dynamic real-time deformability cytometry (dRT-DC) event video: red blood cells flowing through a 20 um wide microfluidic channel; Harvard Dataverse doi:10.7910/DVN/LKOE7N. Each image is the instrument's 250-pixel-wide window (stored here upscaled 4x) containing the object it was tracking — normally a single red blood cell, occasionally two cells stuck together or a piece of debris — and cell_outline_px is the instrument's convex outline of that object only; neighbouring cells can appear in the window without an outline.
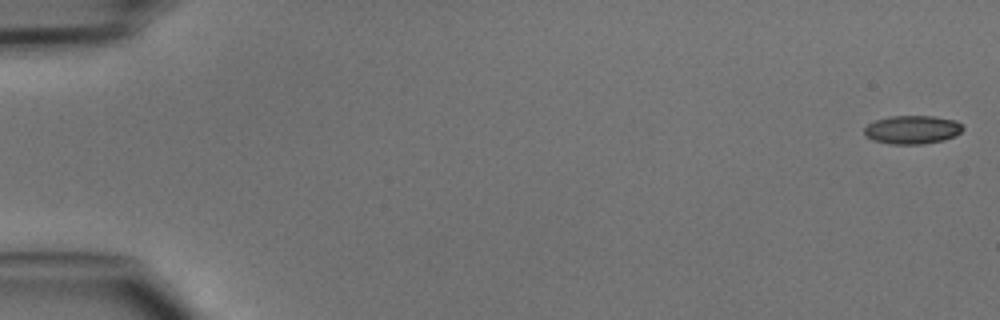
{"species": "common noctule bat (a hibernating species)", "species_latin": "Nyctalus noctula", "temperature_condition": "cold", "stored_images_in_passage": 48, "camera_frame_rate_fps": 3000, "um_per_image_px": 0.085, "animal": {"sex": "male", "body_mass_g": 15.6}, "frame": {"image": 1, "passage_image": 1, "time_ms": 0.0, "image_size_px": [1000, 320], "cell_outline_px": [[964, 128], [960, 132], [944, 140], [920, 144], [892, 144], [872, 140], [864, 136], [864, 128], [868, 124], [876, 120], [892, 116], [932, 116], [956, 120]], "centroid_in_image_um": [77.51, 11.02], "position_along_channel_um": 7.5, "area_um2": 16.24}}
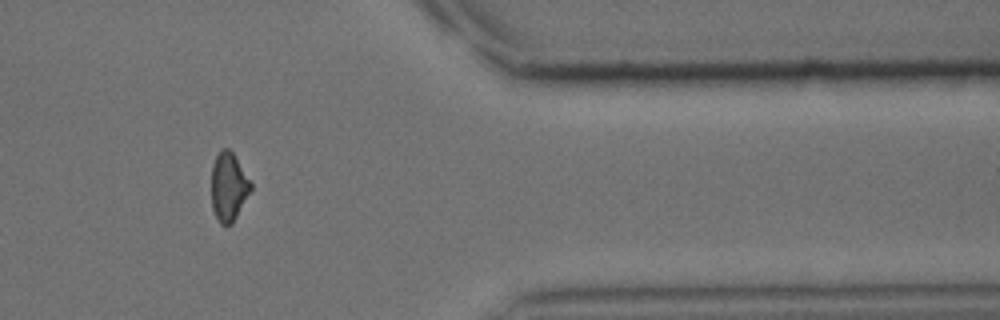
{"frame": {"image": 2, "passage_image": 40, "time_ms": 13.0, "image_size_px": [1000, 320], "cell_outline_px": [[252, 188], [232, 224], [220, 224], [212, 208], [212, 164], [216, 156], [224, 148], [228, 148], [232, 152], [252, 184]], "centroid_in_image_um": [19.42, 15.88], "position_along_channel_um": 392.0, "area_um2": 15.37}}
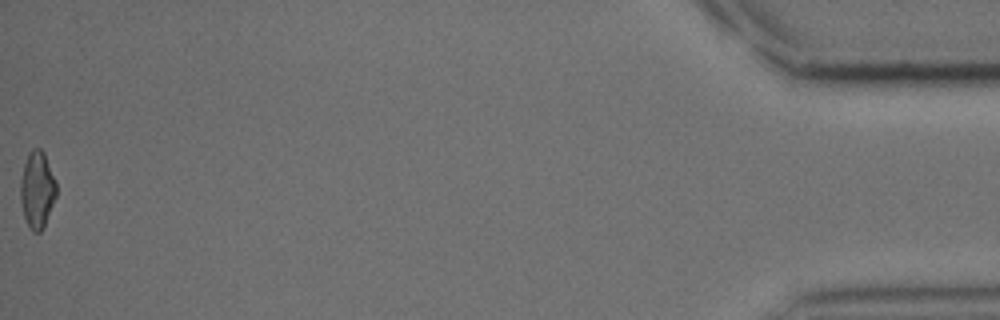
{"frame": {"image": 3, "passage_image": 48, "time_ms": 15.667, "image_size_px": [1000, 320], "cell_outline_px": [[56, 196], [44, 224], [40, 232], [32, 232], [24, 216], [20, 200], [20, 180], [24, 164], [28, 152], [32, 148], [40, 148], [44, 152], [56, 180]], "centroid_in_image_um": [3.15, 16.08], "position_along_channel_um": 432.1, "area_um2": 16.01}}